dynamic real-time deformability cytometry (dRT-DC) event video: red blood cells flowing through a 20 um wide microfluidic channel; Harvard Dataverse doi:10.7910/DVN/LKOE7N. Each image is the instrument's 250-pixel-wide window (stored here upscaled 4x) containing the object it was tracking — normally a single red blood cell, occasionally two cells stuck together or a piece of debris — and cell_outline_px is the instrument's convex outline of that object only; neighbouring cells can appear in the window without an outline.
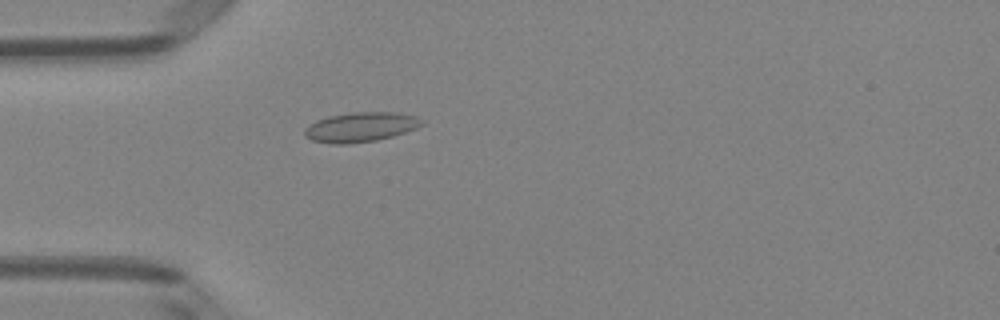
{"species": "Egyptian fruit bat (a non-hibernating species)", "species_latin": "Rousettus aegyptiacus", "temperature_condition": "room temperature", "stored_images_in_passage": 51, "camera_frame_rate_fps": 3000, "um_per_image_px": 0.085, "animal": {"sex": "female"}, "frame": {"image": 1, "passage_image": 15, "time_ms": 4.667, "image_size_px": [1000, 320], "cell_outline_px": [[424, 124], [416, 128], [392, 136], [376, 140], [348, 144], [332, 144], [312, 140], [304, 136], [304, 128], [316, 120], [328, 116], [352, 112], [396, 112], [416, 116]], "centroid_in_image_um": [30.61, 10.8], "position_along_channel_um": 54.4, "area_um2": 20.23}}
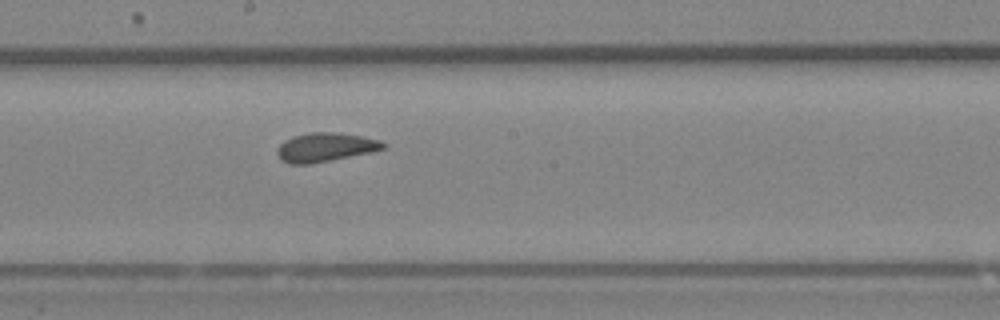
{"frame": {"image": 2, "passage_image": 28, "time_ms": 9.0, "image_size_px": [1000, 320], "cell_outline_px": [[388, 144], [384, 148], [372, 152], [308, 164], [288, 164], [280, 160], [276, 152], [276, 148], [284, 140], [292, 136], [308, 132], [336, 132], [360, 136], [380, 140]], "centroid_in_image_um": [27.61, 12.51], "position_along_channel_um": 220.6, "area_um2": 17.98}}
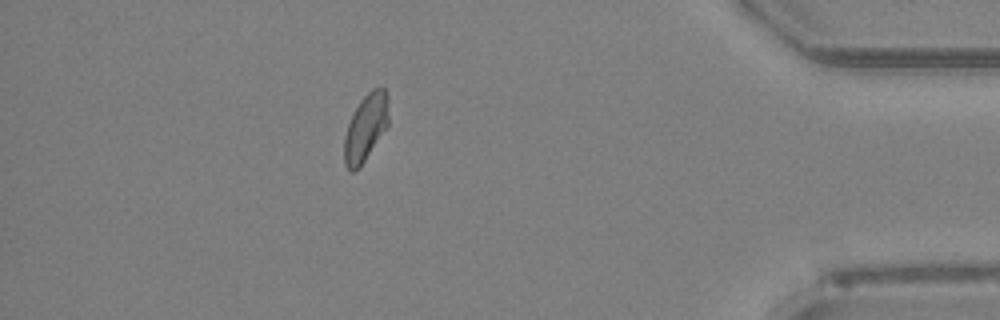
{"frame": {"image": 3, "passage_image": 45, "time_ms": 14.667, "image_size_px": [1000, 320], "cell_outline_px": [[388, 124], [360, 168], [356, 172], [352, 172], [344, 164], [344, 136], [348, 124], [360, 100], [372, 88], [384, 88], [388, 100]], "centroid_in_image_um": [31.07, 10.87], "position_along_channel_um": 404.1, "area_um2": 17.17}, "authors_computed_cell_mechanics": {"area_um2": 17.8024, "velocity_mm_per_s": 4.012, "shape_relaxation_time_tau1_ms": null, "shape_relaxation_time_tau2_ms": 0.7602, "deformation_change_tau1": null, "deformation_change_tau2": 0.0479}}